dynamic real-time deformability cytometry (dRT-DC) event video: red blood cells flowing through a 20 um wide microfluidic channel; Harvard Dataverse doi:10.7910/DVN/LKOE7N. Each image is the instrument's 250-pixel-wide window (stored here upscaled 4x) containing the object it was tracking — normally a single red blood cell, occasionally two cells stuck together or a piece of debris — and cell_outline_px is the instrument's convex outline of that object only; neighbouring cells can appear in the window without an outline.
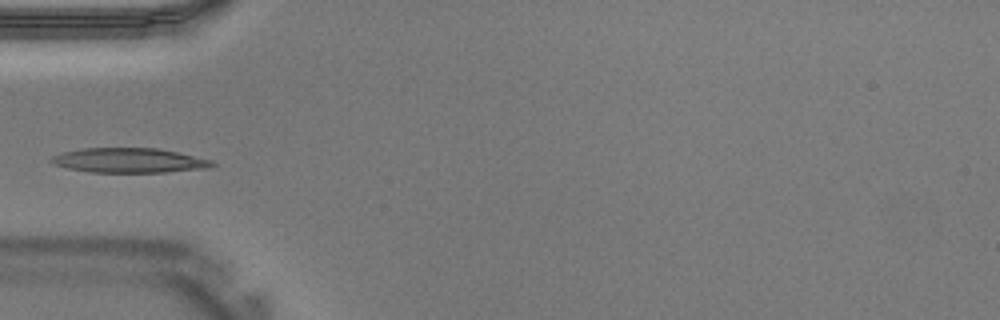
{"species": "Egyptian fruit bat (a non-hibernating species)", "species_latin": "Rousettus aegyptiacus", "temperature_condition": "warm", "stored_images_in_passage": 21, "camera_frame_rate_fps": 3000, "um_per_image_px": 0.085, "animal": {"sex": "male"}, "frame": {"image": 1, "passage_image": 1, "time_ms": 0.0, "image_size_px": [1000, 320], "cell_outline_px": [[216, 164], [212, 168], [168, 172], [88, 172], [68, 168], [56, 164], [48, 160], [52, 156], [64, 152], [80, 148], [156, 148], [176, 152], [212, 160]], "centroid_in_image_um": [11.01, 13.64], "position_along_channel_um": 74.0, "area_um2": 23.12}}
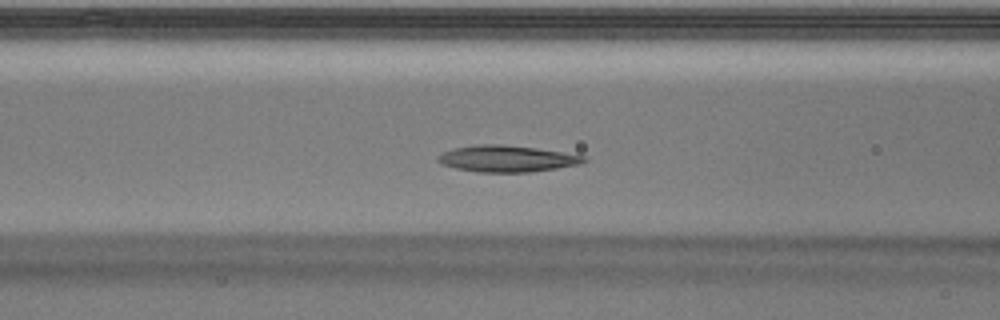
{"frame": {"image": 2, "passage_image": 4, "time_ms": 1.0, "image_size_px": [1000, 320], "cell_outline_px": [[588, 160], [580, 164], [556, 168], [528, 172], [476, 172], [456, 168], [440, 164], [436, 160], [436, 156], [452, 148], [476, 144], [504, 144], [536, 148], [584, 156]], "centroid_in_image_um": [43.02, 13.48], "position_along_channel_um": 123.6, "area_um2": 22.54}}
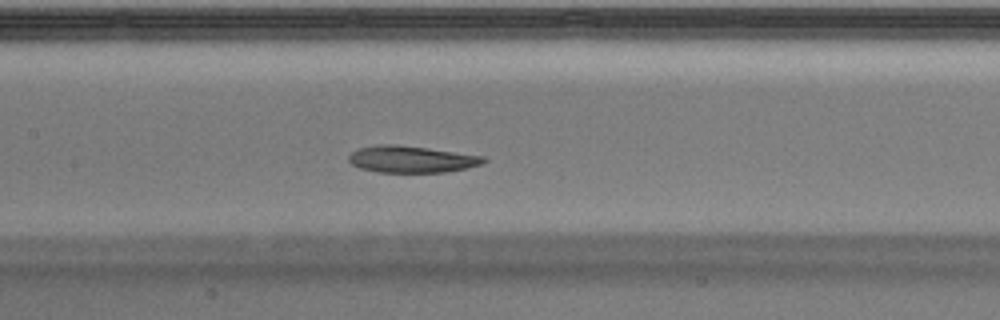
{"frame": {"image": 3, "passage_image": 7, "time_ms": 2.0, "image_size_px": [1000, 320], "cell_outline_px": [[488, 160], [484, 164], [468, 168], [444, 172], [376, 172], [360, 168], [352, 164], [348, 160], [348, 156], [352, 152], [360, 148], [376, 144], [396, 144], [428, 148], [484, 156]], "centroid_in_image_um": [34.99, 13.53], "position_along_channel_um": 172.4, "area_um2": 21.15}}